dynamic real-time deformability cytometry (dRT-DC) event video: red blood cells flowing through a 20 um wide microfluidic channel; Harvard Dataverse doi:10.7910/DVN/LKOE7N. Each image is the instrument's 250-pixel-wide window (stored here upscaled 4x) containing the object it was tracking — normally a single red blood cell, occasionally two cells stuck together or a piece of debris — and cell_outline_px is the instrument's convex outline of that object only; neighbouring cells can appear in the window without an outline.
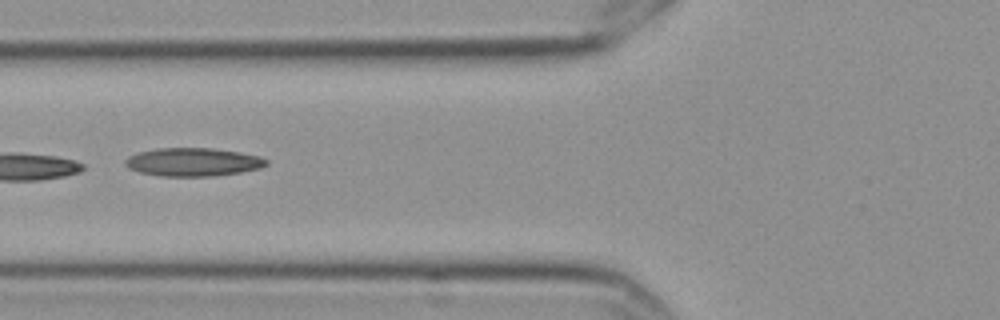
{"species": "Egyptian fruit bat (a non-hibernating species)", "species_latin": "Rousettus aegyptiacus", "temperature_condition": "cold", "stored_images_in_passage": 14, "camera_frame_rate_fps": 3000, "um_per_image_px": 0.085, "frame": {"image": 1, "passage_image": 5, "time_ms": 1.333, "image_size_px": [1000, 320], "cell_outline_px": [[268, 164], [260, 168], [240, 172], [212, 176], [160, 176], [140, 172], [128, 168], [124, 164], [124, 160], [128, 156], [140, 152], [156, 148], [212, 148], [240, 152], [260, 156], [268, 160]], "centroid_in_image_um": [16.4, 13.77], "position_along_channel_um": 109.4, "area_um2": 23.29}}
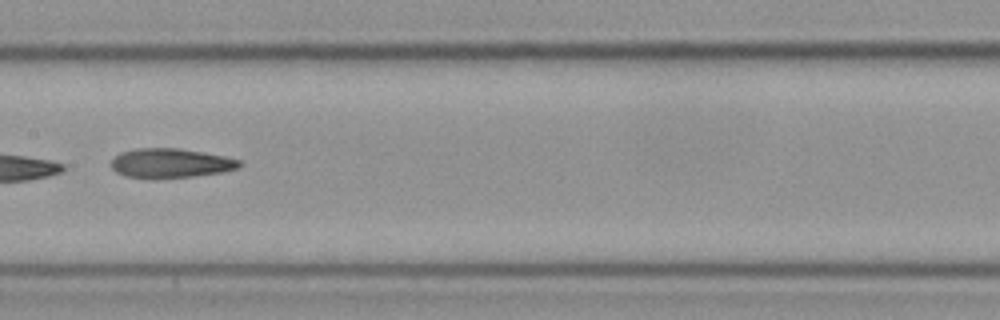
{"frame": {"image": 2, "passage_image": 7, "time_ms": 2.0, "image_size_px": [1000, 320], "cell_outline_px": [[244, 164], [236, 168], [224, 172], [192, 176], [128, 176], [116, 172], [112, 168], [112, 160], [120, 152], [136, 148], [180, 148], [204, 152], [224, 156], [240, 160]], "centroid_in_image_um": [14.55, 13.82], "position_along_channel_um": 192.8, "area_um2": 21.33}}
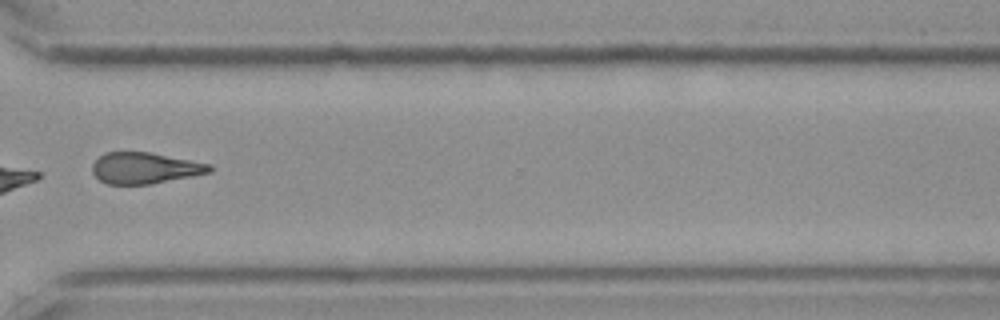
{"frame": {"image": 3, "passage_image": 11, "time_ms": 3.333, "image_size_px": [1000, 320], "cell_outline_px": [[212, 172], [192, 176], [148, 184], [108, 184], [100, 180], [92, 172], [92, 164], [104, 152], [148, 152], [212, 164]], "centroid_in_image_um": [12.31, 14.28], "position_along_channel_um": 358.3, "area_um2": 21.15}}